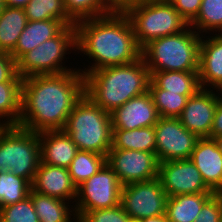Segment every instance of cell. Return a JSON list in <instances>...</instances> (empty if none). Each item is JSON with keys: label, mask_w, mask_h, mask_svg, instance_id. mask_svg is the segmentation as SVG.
Masks as SVG:
<instances>
[{"label": "cell", "mask_w": 222, "mask_h": 222, "mask_svg": "<svg viewBox=\"0 0 222 222\" xmlns=\"http://www.w3.org/2000/svg\"><path fill=\"white\" fill-rule=\"evenodd\" d=\"M84 94L85 79L78 69L26 77L22 80L21 116L17 126L36 133L63 130L73 107Z\"/></svg>", "instance_id": "6da1fadb"}, {"label": "cell", "mask_w": 222, "mask_h": 222, "mask_svg": "<svg viewBox=\"0 0 222 222\" xmlns=\"http://www.w3.org/2000/svg\"><path fill=\"white\" fill-rule=\"evenodd\" d=\"M75 26L77 54L83 53L93 61H88L87 68H78L83 75L104 67L130 64L141 58V48L124 12L83 19Z\"/></svg>", "instance_id": "7a4b0ae2"}, {"label": "cell", "mask_w": 222, "mask_h": 222, "mask_svg": "<svg viewBox=\"0 0 222 222\" xmlns=\"http://www.w3.org/2000/svg\"><path fill=\"white\" fill-rule=\"evenodd\" d=\"M85 94L111 113L131 98L149 90L151 75L143 58L133 63L104 67L84 75Z\"/></svg>", "instance_id": "3957f363"}, {"label": "cell", "mask_w": 222, "mask_h": 222, "mask_svg": "<svg viewBox=\"0 0 222 222\" xmlns=\"http://www.w3.org/2000/svg\"><path fill=\"white\" fill-rule=\"evenodd\" d=\"M201 37L188 25L150 41L141 49V57L149 71H198Z\"/></svg>", "instance_id": "277c9868"}, {"label": "cell", "mask_w": 222, "mask_h": 222, "mask_svg": "<svg viewBox=\"0 0 222 222\" xmlns=\"http://www.w3.org/2000/svg\"><path fill=\"white\" fill-rule=\"evenodd\" d=\"M63 130L78 150L107 156L111 149V113L96 105L86 94L73 107Z\"/></svg>", "instance_id": "5b68a950"}, {"label": "cell", "mask_w": 222, "mask_h": 222, "mask_svg": "<svg viewBox=\"0 0 222 222\" xmlns=\"http://www.w3.org/2000/svg\"><path fill=\"white\" fill-rule=\"evenodd\" d=\"M40 162L39 133L17 125L0 127V172L10 171L31 184Z\"/></svg>", "instance_id": "8992f818"}, {"label": "cell", "mask_w": 222, "mask_h": 222, "mask_svg": "<svg viewBox=\"0 0 222 222\" xmlns=\"http://www.w3.org/2000/svg\"><path fill=\"white\" fill-rule=\"evenodd\" d=\"M72 50L77 53V31L75 25H68L54 38L25 53L16 62L17 74L24 79L33 75L61 74L77 70V67H65L66 56L70 55Z\"/></svg>", "instance_id": "52a82bcc"}, {"label": "cell", "mask_w": 222, "mask_h": 222, "mask_svg": "<svg viewBox=\"0 0 222 222\" xmlns=\"http://www.w3.org/2000/svg\"><path fill=\"white\" fill-rule=\"evenodd\" d=\"M124 13L141 49L154 39L179 33L188 26L169 1L148 0L131 6Z\"/></svg>", "instance_id": "ba28073f"}, {"label": "cell", "mask_w": 222, "mask_h": 222, "mask_svg": "<svg viewBox=\"0 0 222 222\" xmlns=\"http://www.w3.org/2000/svg\"><path fill=\"white\" fill-rule=\"evenodd\" d=\"M122 185L106 163L96 174L77 187L74 209L79 220L87 211L121 204Z\"/></svg>", "instance_id": "9c48e42d"}, {"label": "cell", "mask_w": 222, "mask_h": 222, "mask_svg": "<svg viewBox=\"0 0 222 222\" xmlns=\"http://www.w3.org/2000/svg\"><path fill=\"white\" fill-rule=\"evenodd\" d=\"M167 194L159 178L122 186L121 205L131 220L165 214Z\"/></svg>", "instance_id": "30bf717a"}, {"label": "cell", "mask_w": 222, "mask_h": 222, "mask_svg": "<svg viewBox=\"0 0 222 222\" xmlns=\"http://www.w3.org/2000/svg\"><path fill=\"white\" fill-rule=\"evenodd\" d=\"M106 163L113 169L122 186L158 177L156 152L110 149Z\"/></svg>", "instance_id": "8fae6325"}, {"label": "cell", "mask_w": 222, "mask_h": 222, "mask_svg": "<svg viewBox=\"0 0 222 222\" xmlns=\"http://www.w3.org/2000/svg\"><path fill=\"white\" fill-rule=\"evenodd\" d=\"M154 130L159 162L190 159L199 137L187 130L178 118L159 117Z\"/></svg>", "instance_id": "7c38bea8"}, {"label": "cell", "mask_w": 222, "mask_h": 222, "mask_svg": "<svg viewBox=\"0 0 222 222\" xmlns=\"http://www.w3.org/2000/svg\"><path fill=\"white\" fill-rule=\"evenodd\" d=\"M158 178L168 197L214 193L204 182L191 159L159 162Z\"/></svg>", "instance_id": "4fadbf2b"}, {"label": "cell", "mask_w": 222, "mask_h": 222, "mask_svg": "<svg viewBox=\"0 0 222 222\" xmlns=\"http://www.w3.org/2000/svg\"><path fill=\"white\" fill-rule=\"evenodd\" d=\"M219 97L217 91L200 88L187 99L179 115L181 124L199 138L209 137Z\"/></svg>", "instance_id": "5bb4252c"}, {"label": "cell", "mask_w": 222, "mask_h": 222, "mask_svg": "<svg viewBox=\"0 0 222 222\" xmlns=\"http://www.w3.org/2000/svg\"><path fill=\"white\" fill-rule=\"evenodd\" d=\"M112 129L133 130L151 127L157 123L159 115L149 91L131 98L111 112Z\"/></svg>", "instance_id": "9a60e30c"}, {"label": "cell", "mask_w": 222, "mask_h": 222, "mask_svg": "<svg viewBox=\"0 0 222 222\" xmlns=\"http://www.w3.org/2000/svg\"><path fill=\"white\" fill-rule=\"evenodd\" d=\"M31 189L43 195L72 202L73 205L77 195V187L72 182L67 168L41 162L31 183Z\"/></svg>", "instance_id": "2e32d148"}, {"label": "cell", "mask_w": 222, "mask_h": 222, "mask_svg": "<svg viewBox=\"0 0 222 222\" xmlns=\"http://www.w3.org/2000/svg\"><path fill=\"white\" fill-rule=\"evenodd\" d=\"M198 77L203 89L216 90L222 84V33L202 35Z\"/></svg>", "instance_id": "e0dca14e"}, {"label": "cell", "mask_w": 222, "mask_h": 222, "mask_svg": "<svg viewBox=\"0 0 222 222\" xmlns=\"http://www.w3.org/2000/svg\"><path fill=\"white\" fill-rule=\"evenodd\" d=\"M205 184L214 192L222 191V153L209 137L199 138L190 157Z\"/></svg>", "instance_id": "ac0fdd59"}, {"label": "cell", "mask_w": 222, "mask_h": 222, "mask_svg": "<svg viewBox=\"0 0 222 222\" xmlns=\"http://www.w3.org/2000/svg\"><path fill=\"white\" fill-rule=\"evenodd\" d=\"M41 163L69 168L78 151L76 144L64 130L39 133Z\"/></svg>", "instance_id": "d6986e66"}, {"label": "cell", "mask_w": 222, "mask_h": 222, "mask_svg": "<svg viewBox=\"0 0 222 222\" xmlns=\"http://www.w3.org/2000/svg\"><path fill=\"white\" fill-rule=\"evenodd\" d=\"M65 27L59 20L28 21L10 55L17 62L25 53L54 38Z\"/></svg>", "instance_id": "ffe728a7"}, {"label": "cell", "mask_w": 222, "mask_h": 222, "mask_svg": "<svg viewBox=\"0 0 222 222\" xmlns=\"http://www.w3.org/2000/svg\"><path fill=\"white\" fill-rule=\"evenodd\" d=\"M29 196L40 222H78L71 202L43 195L32 189Z\"/></svg>", "instance_id": "44dd1931"}, {"label": "cell", "mask_w": 222, "mask_h": 222, "mask_svg": "<svg viewBox=\"0 0 222 222\" xmlns=\"http://www.w3.org/2000/svg\"><path fill=\"white\" fill-rule=\"evenodd\" d=\"M214 193L182 194L167 198L165 215L168 222H194L203 204Z\"/></svg>", "instance_id": "7402d4cb"}, {"label": "cell", "mask_w": 222, "mask_h": 222, "mask_svg": "<svg viewBox=\"0 0 222 222\" xmlns=\"http://www.w3.org/2000/svg\"><path fill=\"white\" fill-rule=\"evenodd\" d=\"M159 88L179 95H194L201 87L198 71H149Z\"/></svg>", "instance_id": "603a6c76"}, {"label": "cell", "mask_w": 222, "mask_h": 222, "mask_svg": "<svg viewBox=\"0 0 222 222\" xmlns=\"http://www.w3.org/2000/svg\"><path fill=\"white\" fill-rule=\"evenodd\" d=\"M28 23L24 8L8 7L0 14V51L11 53Z\"/></svg>", "instance_id": "cb8c5ba5"}, {"label": "cell", "mask_w": 222, "mask_h": 222, "mask_svg": "<svg viewBox=\"0 0 222 222\" xmlns=\"http://www.w3.org/2000/svg\"><path fill=\"white\" fill-rule=\"evenodd\" d=\"M111 149L155 152L156 134L154 126L133 130L112 129Z\"/></svg>", "instance_id": "d4e9b609"}, {"label": "cell", "mask_w": 222, "mask_h": 222, "mask_svg": "<svg viewBox=\"0 0 222 222\" xmlns=\"http://www.w3.org/2000/svg\"><path fill=\"white\" fill-rule=\"evenodd\" d=\"M22 82L0 83V123L18 125L21 116Z\"/></svg>", "instance_id": "484cf974"}, {"label": "cell", "mask_w": 222, "mask_h": 222, "mask_svg": "<svg viewBox=\"0 0 222 222\" xmlns=\"http://www.w3.org/2000/svg\"><path fill=\"white\" fill-rule=\"evenodd\" d=\"M24 10L28 21L59 20L65 26L76 24L67 14L63 0H30Z\"/></svg>", "instance_id": "4316f807"}, {"label": "cell", "mask_w": 222, "mask_h": 222, "mask_svg": "<svg viewBox=\"0 0 222 222\" xmlns=\"http://www.w3.org/2000/svg\"><path fill=\"white\" fill-rule=\"evenodd\" d=\"M106 164V156L92 151L78 150L68 170L76 187L96 174Z\"/></svg>", "instance_id": "83f0119b"}, {"label": "cell", "mask_w": 222, "mask_h": 222, "mask_svg": "<svg viewBox=\"0 0 222 222\" xmlns=\"http://www.w3.org/2000/svg\"><path fill=\"white\" fill-rule=\"evenodd\" d=\"M198 34L222 33V0H202L197 17L189 24Z\"/></svg>", "instance_id": "f1b7e54d"}, {"label": "cell", "mask_w": 222, "mask_h": 222, "mask_svg": "<svg viewBox=\"0 0 222 222\" xmlns=\"http://www.w3.org/2000/svg\"><path fill=\"white\" fill-rule=\"evenodd\" d=\"M153 98L159 117L178 118L187 99L192 95H179L168 90L159 89L151 80L148 90Z\"/></svg>", "instance_id": "f546056e"}, {"label": "cell", "mask_w": 222, "mask_h": 222, "mask_svg": "<svg viewBox=\"0 0 222 222\" xmlns=\"http://www.w3.org/2000/svg\"><path fill=\"white\" fill-rule=\"evenodd\" d=\"M31 184L10 171L0 172V208L24 200L29 196Z\"/></svg>", "instance_id": "4dcf8cb0"}, {"label": "cell", "mask_w": 222, "mask_h": 222, "mask_svg": "<svg viewBox=\"0 0 222 222\" xmlns=\"http://www.w3.org/2000/svg\"><path fill=\"white\" fill-rule=\"evenodd\" d=\"M67 14L78 22L110 13L107 0H63Z\"/></svg>", "instance_id": "1f68e13d"}, {"label": "cell", "mask_w": 222, "mask_h": 222, "mask_svg": "<svg viewBox=\"0 0 222 222\" xmlns=\"http://www.w3.org/2000/svg\"><path fill=\"white\" fill-rule=\"evenodd\" d=\"M0 222H40L30 196L0 208Z\"/></svg>", "instance_id": "d6a6232c"}, {"label": "cell", "mask_w": 222, "mask_h": 222, "mask_svg": "<svg viewBox=\"0 0 222 222\" xmlns=\"http://www.w3.org/2000/svg\"><path fill=\"white\" fill-rule=\"evenodd\" d=\"M131 218L121 204L105 209L87 211L78 222H130Z\"/></svg>", "instance_id": "836d02e7"}, {"label": "cell", "mask_w": 222, "mask_h": 222, "mask_svg": "<svg viewBox=\"0 0 222 222\" xmlns=\"http://www.w3.org/2000/svg\"><path fill=\"white\" fill-rule=\"evenodd\" d=\"M222 221V196L214 193L202 206L194 222H221Z\"/></svg>", "instance_id": "e575fe53"}, {"label": "cell", "mask_w": 222, "mask_h": 222, "mask_svg": "<svg viewBox=\"0 0 222 222\" xmlns=\"http://www.w3.org/2000/svg\"><path fill=\"white\" fill-rule=\"evenodd\" d=\"M22 78L17 74L16 61L10 53L0 51V83L2 82H22Z\"/></svg>", "instance_id": "d590c367"}, {"label": "cell", "mask_w": 222, "mask_h": 222, "mask_svg": "<svg viewBox=\"0 0 222 222\" xmlns=\"http://www.w3.org/2000/svg\"><path fill=\"white\" fill-rule=\"evenodd\" d=\"M188 25L197 17L202 0H169Z\"/></svg>", "instance_id": "8d00e7d4"}, {"label": "cell", "mask_w": 222, "mask_h": 222, "mask_svg": "<svg viewBox=\"0 0 222 222\" xmlns=\"http://www.w3.org/2000/svg\"><path fill=\"white\" fill-rule=\"evenodd\" d=\"M148 0H107L110 12H125L131 6L144 3Z\"/></svg>", "instance_id": "74e56055"}, {"label": "cell", "mask_w": 222, "mask_h": 222, "mask_svg": "<svg viewBox=\"0 0 222 222\" xmlns=\"http://www.w3.org/2000/svg\"><path fill=\"white\" fill-rule=\"evenodd\" d=\"M218 136H222V100L219 99L217 108L215 110L212 128L210 131V138L214 139Z\"/></svg>", "instance_id": "f35d334b"}, {"label": "cell", "mask_w": 222, "mask_h": 222, "mask_svg": "<svg viewBox=\"0 0 222 222\" xmlns=\"http://www.w3.org/2000/svg\"><path fill=\"white\" fill-rule=\"evenodd\" d=\"M30 0H5V4L8 7L24 8Z\"/></svg>", "instance_id": "ab89813d"}, {"label": "cell", "mask_w": 222, "mask_h": 222, "mask_svg": "<svg viewBox=\"0 0 222 222\" xmlns=\"http://www.w3.org/2000/svg\"><path fill=\"white\" fill-rule=\"evenodd\" d=\"M139 222H168V221H167L166 215L162 214L157 217L140 219Z\"/></svg>", "instance_id": "60d3db41"}, {"label": "cell", "mask_w": 222, "mask_h": 222, "mask_svg": "<svg viewBox=\"0 0 222 222\" xmlns=\"http://www.w3.org/2000/svg\"><path fill=\"white\" fill-rule=\"evenodd\" d=\"M214 140L216 141L217 146H218L220 152L222 153V136H218V137L214 138Z\"/></svg>", "instance_id": "b9f144b4"}, {"label": "cell", "mask_w": 222, "mask_h": 222, "mask_svg": "<svg viewBox=\"0 0 222 222\" xmlns=\"http://www.w3.org/2000/svg\"><path fill=\"white\" fill-rule=\"evenodd\" d=\"M5 7V0H0V14L4 11Z\"/></svg>", "instance_id": "7bdbcfd3"}, {"label": "cell", "mask_w": 222, "mask_h": 222, "mask_svg": "<svg viewBox=\"0 0 222 222\" xmlns=\"http://www.w3.org/2000/svg\"><path fill=\"white\" fill-rule=\"evenodd\" d=\"M219 99L222 100V84L216 89Z\"/></svg>", "instance_id": "ee69618b"}]
</instances>
